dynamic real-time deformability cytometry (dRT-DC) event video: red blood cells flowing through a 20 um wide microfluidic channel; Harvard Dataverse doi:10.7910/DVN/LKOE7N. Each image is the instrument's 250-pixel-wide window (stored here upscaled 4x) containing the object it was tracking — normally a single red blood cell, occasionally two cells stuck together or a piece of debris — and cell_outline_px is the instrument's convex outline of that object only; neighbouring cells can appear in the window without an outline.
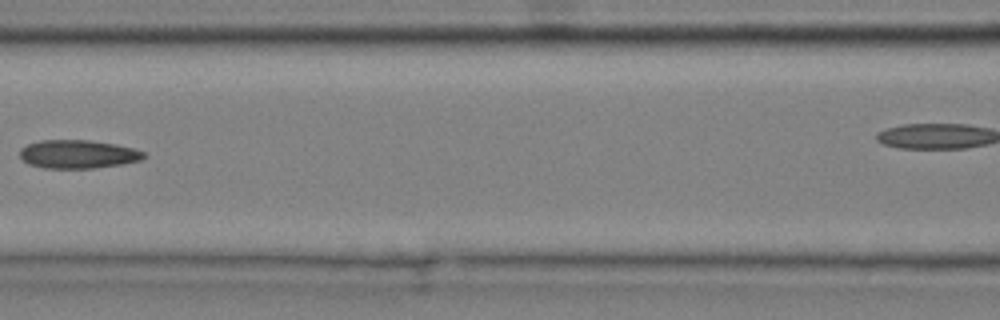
{"species": "common noctule bat (a hibernating species)", "species_latin": "Nyctalus noctula", "temperature_condition": "cold", "stored_images_in_passage": 7, "camera_frame_rate_fps": 3000, "um_per_image_px": 0.085, "animal": {"sex": "male", "body_mass_g": 20.4}, "frame": {"image": 1, "passage_image": 5, "time_ms": 1.333, "image_size_px": [1000, 320], "cell_outline_px": [[148, 156], [140, 160], [120, 164], [92, 168], [44, 168], [28, 164], [20, 156], [20, 148], [28, 144], [40, 140], [88, 140], [116, 144], [132, 148], [144, 152]], "centroid_in_image_um": [6.61, 13.1], "position_along_channel_um": 160.0, "area_um2": 20.46}}
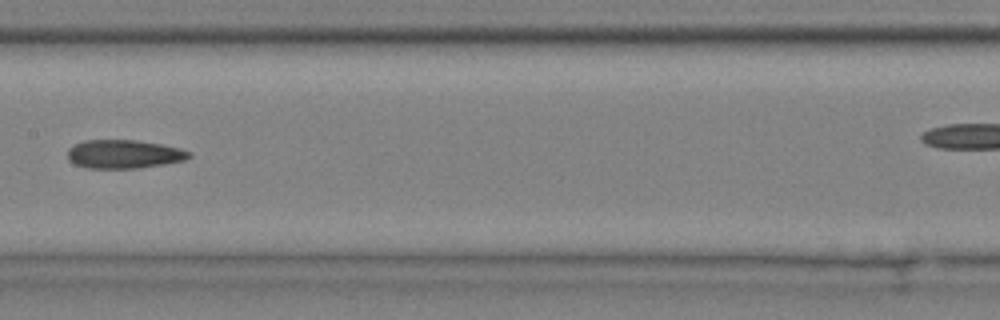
{"frame": {"image": 2, "passage_image": 6, "time_ms": 1.667, "image_size_px": [1000, 320], "cell_outline_px": [[192, 156], [184, 160], [164, 164], [136, 168], [88, 168], [76, 164], [68, 160], [68, 148], [84, 140], [136, 140], [160, 144], [180, 148], [192, 152]], "centroid_in_image_um": [10.55, 13.09], "position_along_channel_um": 196.9, "area_um2": 20.17}}